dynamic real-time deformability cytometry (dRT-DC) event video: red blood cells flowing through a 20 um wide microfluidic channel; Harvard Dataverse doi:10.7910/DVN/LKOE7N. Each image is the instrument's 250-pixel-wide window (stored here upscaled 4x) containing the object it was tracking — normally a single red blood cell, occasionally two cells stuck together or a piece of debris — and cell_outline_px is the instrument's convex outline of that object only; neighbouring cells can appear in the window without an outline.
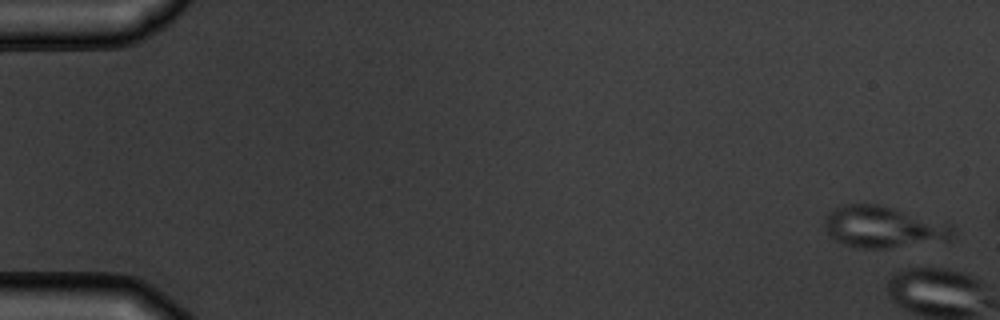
{"species": "common noctule bat (a hibernating species)", "species_latin": "Nyctalus noctula", "temperature_condition": "warm", "stored_images_in_passage": 9, "camera_frame_rate_fps": 3000, "um_per_image_px": 0.085, "animal": {"sex": "male", "body_mass_g": 19.5, "forearm_length_mm": 54.6}, "frame": {"image": 1, "passage_image": 1, "time_ms": 0.0, "image_size_px": [1000, 320], "cell_outline_px": [[956, 232], [948, 240], [888, 248], [856, 248], [844, 244], [836, 240], [828, 232], [824, 224], [824, 220], [828, 212], [844, 204], [880, 204], [896, 208], [948, 224]], "centroid_in_image_um": [75.06, 19.29], "position_along_channel_um": 9.9, "area_um2": 30.81}}